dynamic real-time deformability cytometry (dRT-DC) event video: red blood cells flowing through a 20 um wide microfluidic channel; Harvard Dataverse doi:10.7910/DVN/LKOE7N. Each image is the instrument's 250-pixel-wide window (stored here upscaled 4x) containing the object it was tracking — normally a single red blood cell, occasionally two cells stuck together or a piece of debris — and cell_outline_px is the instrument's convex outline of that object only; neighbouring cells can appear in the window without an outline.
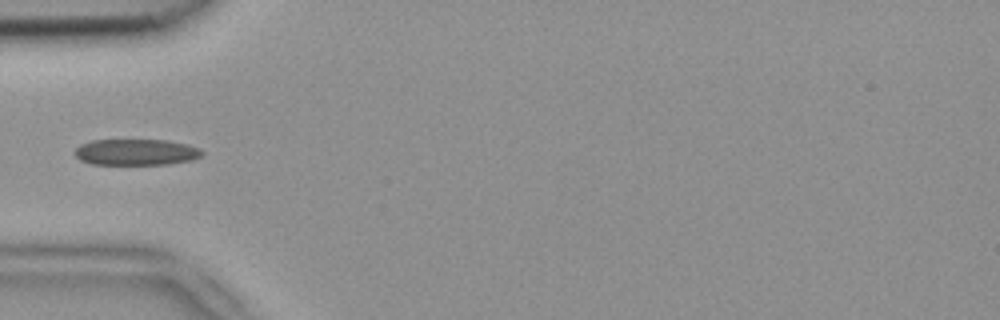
{"species": "common noctule bat (a hibernating species)", "species_latin": "Nyctalus noctula", "temperature_condition": "room temperature", "stored_images_in_passage": 3, "camera_frame_rate_fps": 3000, "um_per_image_px": 0.085, "animal": {"sex": "female", "body_mass_g": 18.4}, "frame": {"image": 1, "passage_image": 3, "time_ms": 0.667, "image_size_px": [1000, 320], "cell_outline_px": [[204, 152], [200, 156], [192, 160], [168, 164], [92, 164], [80, 160], [72, 152], [80, 144], [92, 140], [168, 140], [188, 144], [200, 148]], "centroid_in_image_um": [11.56, 12.92], "position_along_channel_um": 73.4, "area_um2": 19.54}}